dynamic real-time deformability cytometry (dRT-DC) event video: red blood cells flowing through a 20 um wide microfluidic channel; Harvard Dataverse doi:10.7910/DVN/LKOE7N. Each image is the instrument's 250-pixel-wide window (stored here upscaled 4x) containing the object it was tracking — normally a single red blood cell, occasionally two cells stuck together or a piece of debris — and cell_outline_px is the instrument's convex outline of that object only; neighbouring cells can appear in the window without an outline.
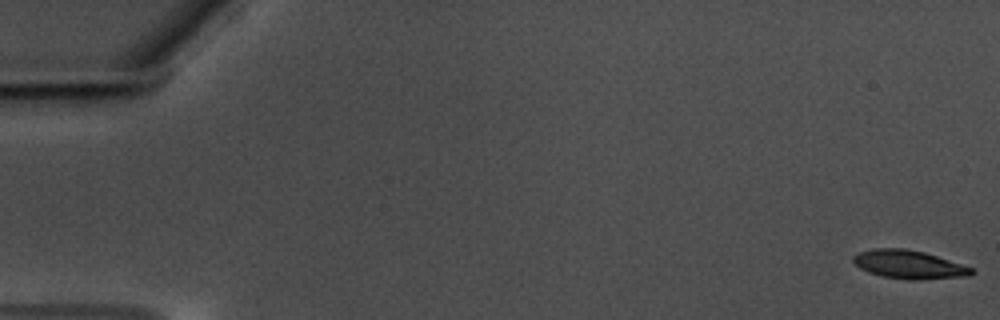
{"species": "common noctule bat (a hibernating species)", "species_latin": "Nyctalus noctula", "temperature_condition": "warm", "stored_images_in_passage": 59, "camera_frame_rate_fps": 3000, "um_per_image_px": 0.085, "animal": {"sex": "male", "body_mass_g": 17.5, "forearm_length_mm": 52.3}, "frame": {"image": 1, "passage_image": 1, "time_ms": 0.0, "image_size_px": [1000, 320], "cell_outline_px": [[976, 272], [968, 276], [916, 280], [908, 280], [884, 276], [868, 272], [860, 268], [852, 260], [852, 256], [860, 252], [872, 248], [904, 248], [924, 252], [972, 268]], "centroid_in_image_um": [77.23, 22.48], "position_along_channel_um": 7.8, "area_um2": 19.42}}
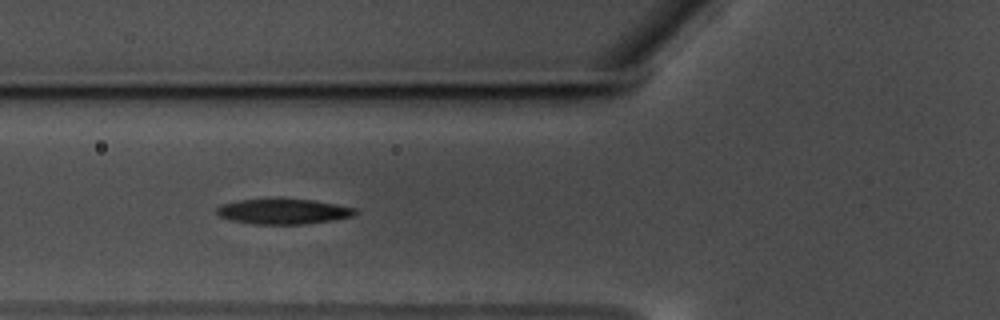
{"frame": {"image": 2, "passage_image": 23, "time_ms": 7.333, "image_size_px": [1000, 320], "cell_outline_px": [[360, 212], [352, 216], [332, 220], [304, 224], [252, 224], [232, 220], [220, 216], [216, 212], [216, 208], [220, 204], [236, 200], [312, 200], [336, 204], [356, 208]], "centroid_in_image_um": [24.09, 17.98], "position_along_channel_um": 101.7, "area_um2": 20.11}}
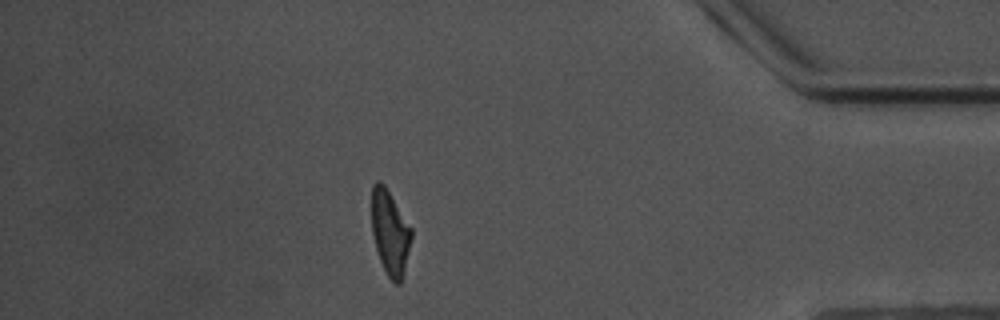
{"frame": {"image": 3, "passage_image": 52, "time_ms": 17.0, "image_size_px": [1000, 320], "cell_outline_px": [[412, 236], [404, 272], [400, 284], [396, 284], [388, 276], [380, 260], [376, 248], [372, 232], [372, 184], [376, 180], [380, 180], [384, 184], [412, 228]], "centroid_in_image_um": [33.15, 19.74], "position_along_channel_um": 402.0, "area_um2": 19.48}, "authors_computed_cell_mechanics": {"area_um2": 20.2878, "velocity_mm_per_s": 3.5068, "shape_relaxation_time_tau1_ms": 3.7773, "shape_relaxation_time_tau2_ms": 4.066, "deformation_change_tau1": 0.1746, "deformation_change_tau2": 0.1142}}